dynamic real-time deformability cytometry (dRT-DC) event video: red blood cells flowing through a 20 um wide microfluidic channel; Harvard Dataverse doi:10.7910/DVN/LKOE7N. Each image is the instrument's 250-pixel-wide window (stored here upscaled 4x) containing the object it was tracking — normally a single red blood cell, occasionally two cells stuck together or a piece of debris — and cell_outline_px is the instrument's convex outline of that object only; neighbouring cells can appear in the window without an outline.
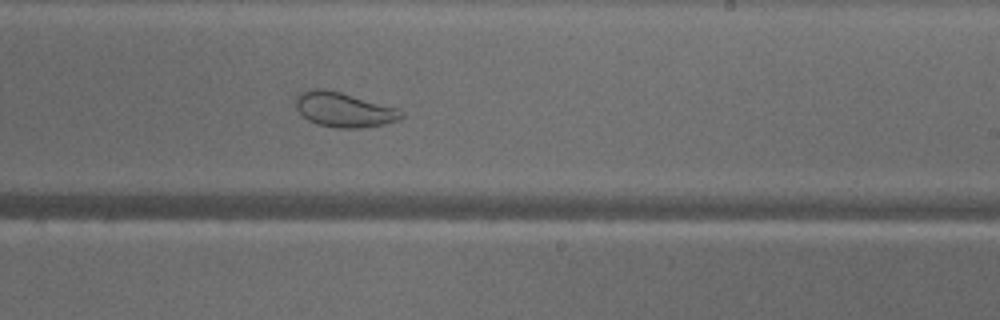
{"species": "common noctule bat (a hibernating species)", "species_latin": "Nyctalus noctula", "temperature_condition": "warm", "stored_images_in_passage": 47, "camera_frame_rate_fps": 3000, "um_per_image_px": 0.085, "animal": {"sex": "male", "body_mass_g": 18.8}, "frame": {"image": 1, "passage_image": 27, "time_ms": 8.667, "image_size_px": [1000, 320], "cell_outline_px": [[404, 116], [396, 120], [384, 124], [360, 128], [340, 128], [316, 124], [308, 120], [296, 108], [296, 96], [300, 92], [308, 88], [324, 88], [340, 92], [400, 108], [404, 112]], "centroid_in_image_um": [29.23, 9.31], "position_along_channel_um": 259.8, "area_um2": 21.5}}